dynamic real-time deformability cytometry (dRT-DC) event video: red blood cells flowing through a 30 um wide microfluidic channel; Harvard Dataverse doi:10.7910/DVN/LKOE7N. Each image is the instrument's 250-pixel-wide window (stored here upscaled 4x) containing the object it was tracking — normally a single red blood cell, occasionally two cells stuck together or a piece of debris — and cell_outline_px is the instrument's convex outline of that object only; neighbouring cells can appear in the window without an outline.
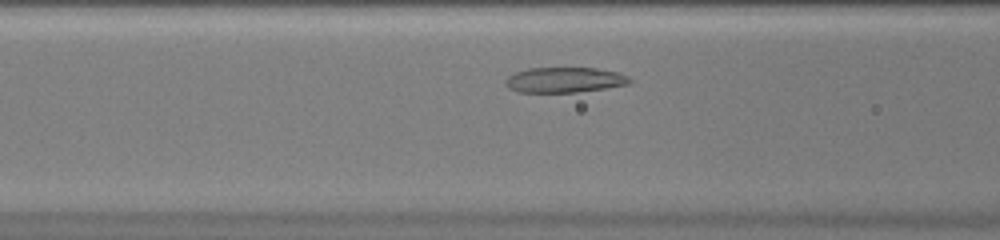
{"species": "common noctule bat (a hibernating species)", "species_latin": "Nyctalus noctula", "temperature_condition": "warm", "stored_images_in_passage": 28, "camera_frame_rate_fps": 3000, "um_per_image_px": 0.085, "animal": {"sex": "female", "body_mass_g": 20.0, "forearm_length_mm": 54.0}, "frame": {"image": 1, "passage_image": 7, "time_ms": 2.0, "image_size_px": [1000, 240], "cell_outline_px": [[632, 80], [628, 84], [604, 88], [576, 92], [516, 92], [508, 88], [504, 84], [504, 80], [508, 76], [516, 72], [528, 68], [596, 68], [616, 72], [628, 76]], "centroid_in_image_um": [47.93, 6.79], "position_along_channel_um": 118.7, "area_um2": 18.26}}
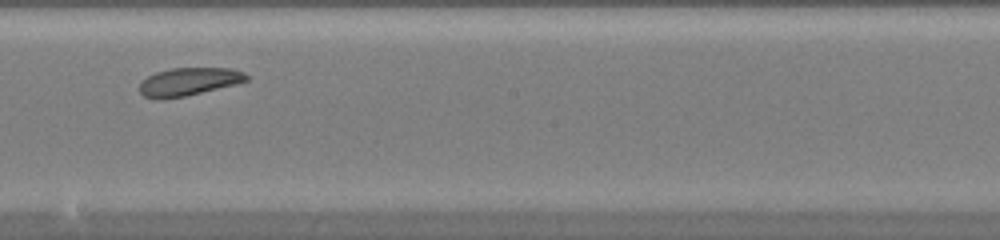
{"frame": {"image": 2, "passage_image": 15, "time_ms": 4.667, "image_size_px": [1000, 240], "cell_outline_px": [[248, 80], [236, 84], [184, 96], [160, 100], [156, 100], [144, 96], [140, 92], [140, 84], [148, 76], [156, 72], [168, 68], [232, 68], [244, 72], [248, 76]], "centroid_in_image_um": [16.04, 6.94], "position_along_channel_um": 232.2, "area_um2": 17.4}}
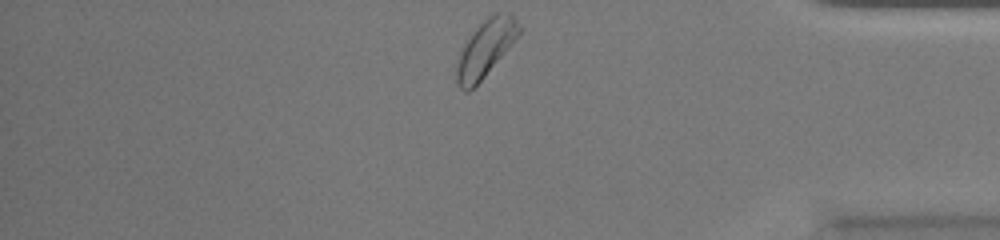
{"frame": {"image": 3, "passage_image": 28, "time_ms": 9.0, "image_size_px": [1000, 240], "cell_outline_px": [[520, 32], [508, 48], [484, 76], [468, 92], [464, 92], [460, 88], [456, 80], [456, 64], [460, 52], [464, 44], [476, 28], [488, 16], [496, 12], [508, 12], [516, 20], [520, 28]], "centroid_in_image_um": [41.24, 4.12], "position_along_channel_um": 394.0, "area_um2": 20.06}, "authors_computed_cell_mechanics": {"area_um2": 18.1203, "velocity_mm_per_s": 4.2675, "shape_relaxation_time_tau1_ms": null, "shape_relaxation_time_tau2_ms": 2.728, "deformation_change_tau1": null, "deformation_change_tau2": 0.0818}}